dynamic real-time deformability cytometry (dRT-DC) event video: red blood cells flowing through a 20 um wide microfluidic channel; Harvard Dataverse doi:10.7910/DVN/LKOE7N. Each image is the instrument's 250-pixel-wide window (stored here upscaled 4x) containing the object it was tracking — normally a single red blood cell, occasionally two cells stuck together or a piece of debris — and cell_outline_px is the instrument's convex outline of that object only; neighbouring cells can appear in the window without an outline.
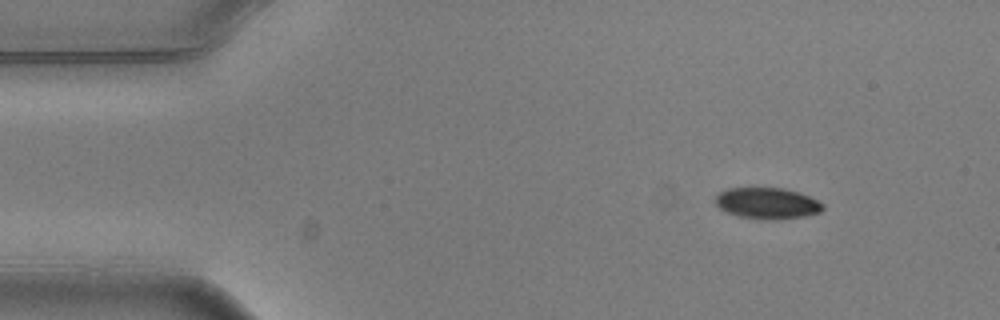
{"species": "common noctule bat (a hibernating species)", "species_latin": "Nyctalus noctula", "temperature_condition": "warm", "stored_images_in_passage": 3, "camera_frame_rate_fps": 3000, "um_per_image_px": 0.085, "animal": {"sex": "male", "body_mass_g": 20.5, "forearm_length_mm": 52.5}, "frame": {"image": 1, "passage_image": 1, "time_ms": 0.0, "image_size_px": [1000, 320], "cell_outline_px": [[824, 208], [820, 212], [808, 216], [772, 220], [740, 216], [728, 212], [720, 208], [716, 204], [716, 196], [720, 192], [728, 188], [784, 188], [800, 192], [824, 204]], "centroid_in_image_um": [65.26, 17.27], "position_along_channel_um": 19.7, "area_um2": 19.42}}